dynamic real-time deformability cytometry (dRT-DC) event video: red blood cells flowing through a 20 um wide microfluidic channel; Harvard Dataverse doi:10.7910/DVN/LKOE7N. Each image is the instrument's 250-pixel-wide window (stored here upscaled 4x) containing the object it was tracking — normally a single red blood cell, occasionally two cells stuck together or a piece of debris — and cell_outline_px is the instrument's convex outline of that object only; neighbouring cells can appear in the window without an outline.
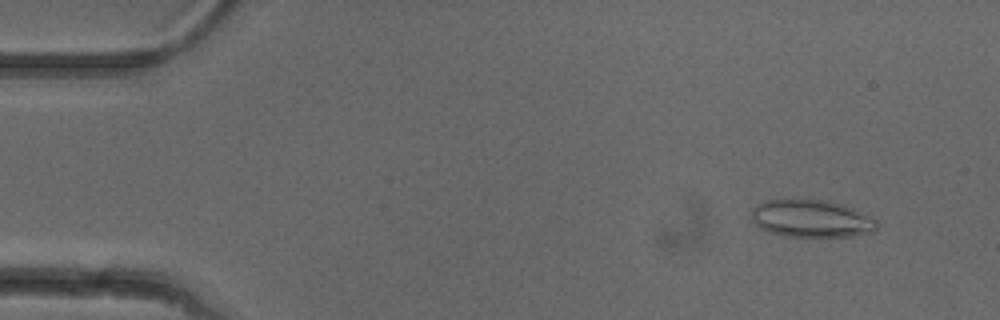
{"species": "common noctule bat (a hibernating species)", "species_latin": "Nyctalus noctula", "temperature_condition": "cold", "stored_images_in_passage": 52, "camera_frame_rate_fps": 3000, "um_per_image_px": 0.085, "animal": {"sex": "female"}, "frame": {"image": 1, "passage_image": 5, "time_ms": 1.333, "image_size_px": [1000, 320], "cell_outline_px": [[880, 224], [872, 232], [852, 236], [784, 236], [768, 232], [760, 228], [752, 220], [752, 208], [756, 204], [764, 200], [784, 196], [792, 196], [828, 200], [844, 204], [876, 220]], "centroid_in_image_um": [68.89, 18.52], "position_along_channel_um": 16.1, "area_um2": 28.38}}
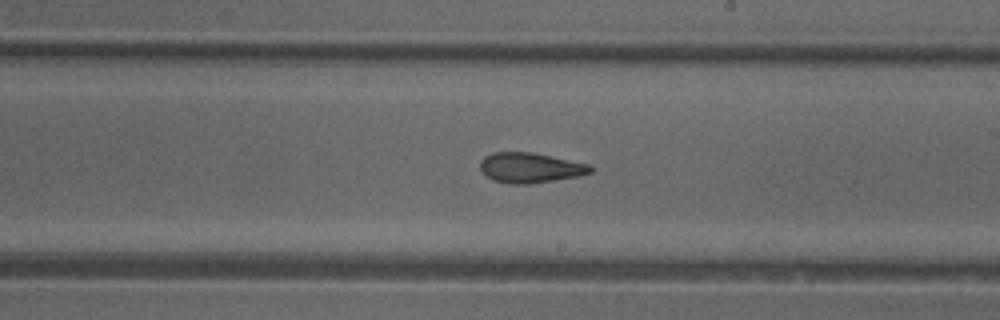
{"frame": {"image": 2, "passage_image": 30, "time_ms": 9.667, "image_size_px": [1000, 320], "cell_outline_px": [[592, 172], [580, 176], [528, 184], [508, 184], [492, 180], [484, 176], [480, 172], [480, 160], [484, 156], [492, 152], [532, 152], [592, 164]], "centroid_in_image_um": [45.04, 14.26], "position_along_channel_um": 244.0, "area_um2": 19.77}}
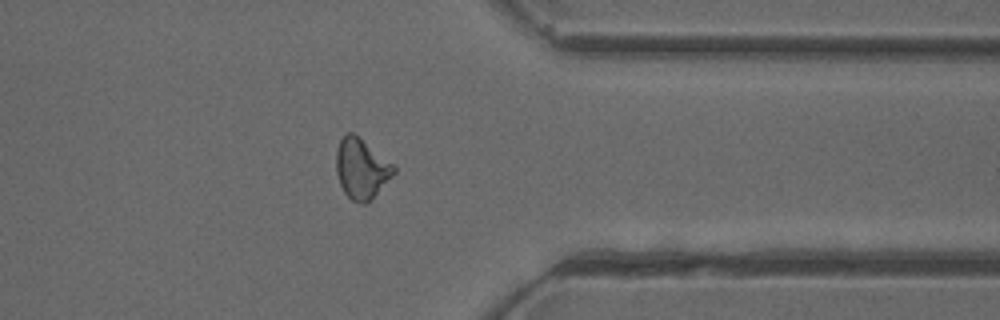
{"frame": {"image": 3, "passage_image": 41, "time_ms": 13.333, "image_size_px": [1000, 320], "cell_outline_px": [[396, 172], [368, 204], [360, 204], [352, 200], [344, 192], [340, 184], [336, 172], [336, 148], [340, 140], [348, 132], [352, 132], [396, 164]], "centroid_in_image_um": [30.75, 14.35], "position_along_channel_um": 380.7, "area_um2": 20.52}, "authors_computed_cell_mechanics": {"area_um2": 20.0855, "velocity_mm_per_s": 3.976, "shape_relaxation_time_tau1_ms": null, "shape_relaxation_time_tau2_ms": 3.7359, "deformation_change_tau1": null, "deformation_change_tau2": 0.1029}}